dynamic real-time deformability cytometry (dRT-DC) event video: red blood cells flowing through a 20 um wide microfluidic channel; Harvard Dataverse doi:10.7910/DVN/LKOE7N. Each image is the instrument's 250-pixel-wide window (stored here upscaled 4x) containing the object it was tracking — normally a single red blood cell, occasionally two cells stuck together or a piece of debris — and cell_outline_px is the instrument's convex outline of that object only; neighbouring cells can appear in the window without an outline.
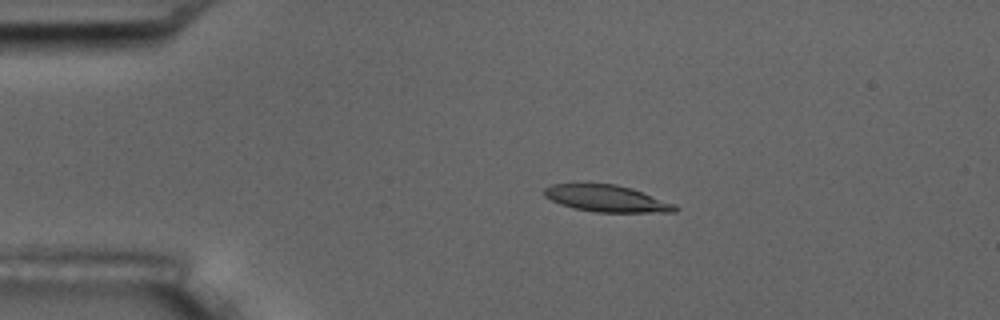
{"species": "common noctule bat (a hibernating species)", "species_latin": "Nyctalus noctula", "temperature_condition": "room temperature", "stored_images_in_passage": 5, "camera_frame_rate_fps": 3000, "um_per_image_px": 0.085, "animal": {"sex": "male", "body_mass_g": 17.5, "forearm_length_mm": 52.3}, "frame": {"image": 1, "passage_image": 3, "time_ms": 2.333, "image_size_px": [1000, 320], "cell_outline_px": [[680, 208], [676, 212], [596, 212], [572, 208], [560, 204], [544, 196], [544, 188], [552, 184], [588, 180], [616, 184], [632, 188], [676, 204]], "centroid_in_image_um": [51.52, 16.82], "position_along_channel_um": 33.5, "area_um2": 21.33}}
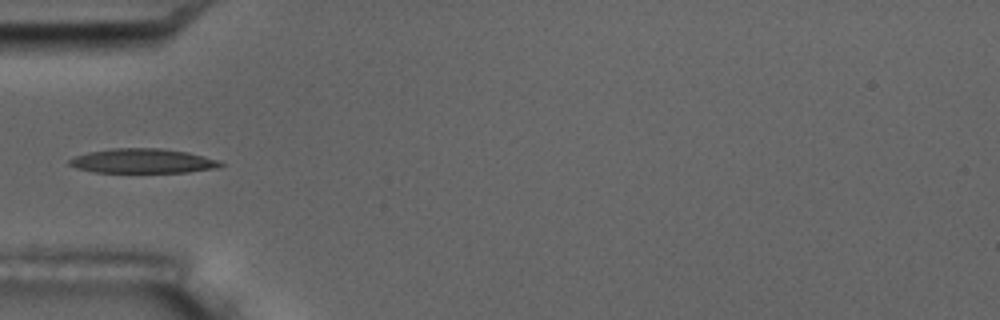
{"frame": {"image": 2, "passage_image": 5, "time_ms": 4.667, "image_size_px": [1000, 320], "cell_outline_px": [[224, 164], [216, 168], [188, 172], [96, 172], [76, 168], [68, 164], [68, 160], [76, 156], [88, 152], [112, 148], [160, 148], [188, 152], [220, 160]], "centroid_in_image_um": [12.14, 13.68], "position_along_channel_um": 72.9, "area_um2": 21.56}}